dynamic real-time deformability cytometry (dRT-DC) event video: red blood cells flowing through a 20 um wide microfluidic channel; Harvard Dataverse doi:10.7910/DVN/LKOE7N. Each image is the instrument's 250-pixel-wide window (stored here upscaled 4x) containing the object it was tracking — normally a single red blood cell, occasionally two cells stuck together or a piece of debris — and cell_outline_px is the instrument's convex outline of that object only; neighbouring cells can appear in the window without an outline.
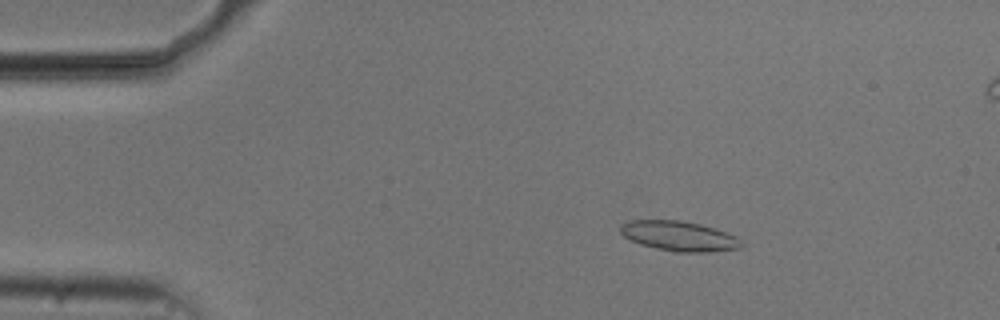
{"species": "common noctule bat (a hibernating species)", "species_latin": "Nyctalus noctula", "temperature_condition": "cold", "stored_images_in_passage": 55, "segment_of_instrument_passage": [1, 2], "camera_frame_rate_fps": 3000, "um_per_image_px": 0.085, "animal": {"sex": "male", "body_mass_g": 20.5, "forearm_length_mm": 52.5}, "frame": {"image": 1, "passage_image": 9, "time_ms": 2.667, "image_size_px": [1000, 320], "cell_outline_px": [[744, 244], [740, 248], [712, 252], [676, 252], [656, 248], [640, 244], [624, 236], [620, 232], [620, 228], [624, 224], [632, 220], [680, 220], [700, 224], [736, 236]], "centroid_in_image_um": [57.74, 20.07], "position_along_channel_um": 27.3, "area_um2": 20.87}}
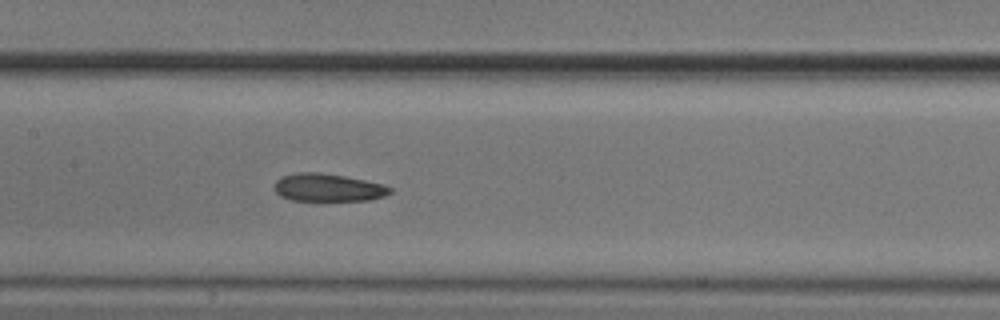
{"frame": {"image": 2, "passage_image": 26, "time_ms": 8.333, "image_size_px": [1000, 320], "cell_outline_px": [[392, 192], [384, 196], [368, 200], [292, 200], [280, 196], [276, 192], [276, 180], [280, 176], [300, 172], [320, 172], [344, 176], [384, 184], [392, 188]], "centroid_in_image_um": [27.89, 15.93], "position_along_channel_um": 179.5, "area_um2": 18.61}}
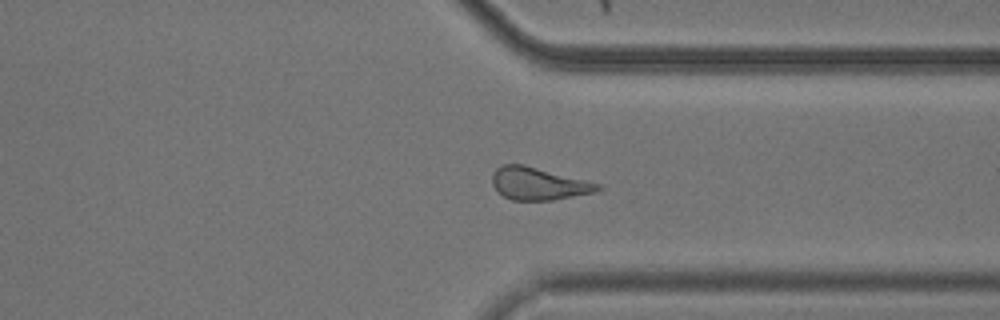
{"frame": {"image": 3, "passage_image": 41, "time_ms": 13.333, "image_size_px": [1000, 320], "cell_outline_px": [[604, 188], [592, 192], [552, 200], [512, 200], [496, 192], [492, 184], [492, 172], [496, 168], [504, 164], [524, 164], [604, 184]], "centroid_in_image_um": [45.77, 15.6], "position_along_channel_um": 365.6, "area_um2": 20.23}}